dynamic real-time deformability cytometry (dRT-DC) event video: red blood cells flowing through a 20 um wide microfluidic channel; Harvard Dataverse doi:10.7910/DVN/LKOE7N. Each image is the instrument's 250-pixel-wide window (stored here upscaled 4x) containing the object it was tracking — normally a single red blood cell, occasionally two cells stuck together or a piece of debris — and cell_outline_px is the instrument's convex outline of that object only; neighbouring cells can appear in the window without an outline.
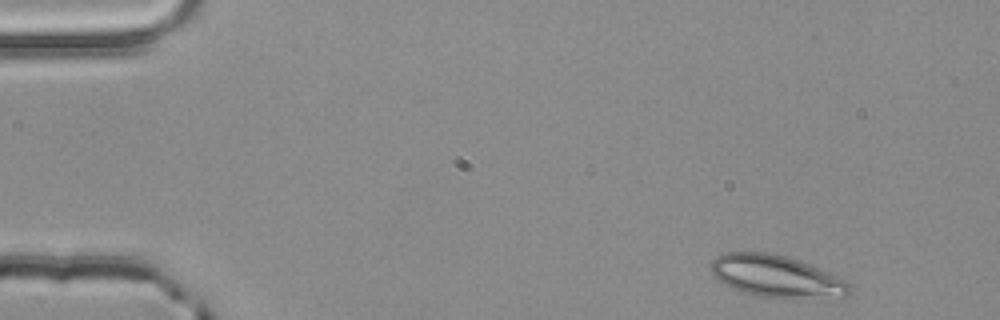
{"species": "common noctule bat (a hibernating species)", "species_latin": "Nyctalus noctula", "temperature_condition": "room temperature", "stored_images_in_passage": 2, "camera_frame_rate_fps": 3000, "um_per_image_px": 0.085, "animal": {"sex": "male", "body_mass_g": 20.4}, "frame": {"image": 1, "passage_image": 1, "time_ms": 0.0, "image_size_px": [1000, 320], "cell_outline_px": [[852, 292], [848, 296], [796, 300], [764, 296], [740, 292], [732, 288], [720, 280], [712, 272], [712, 260], [716, 256], [724, 252], [768, 252], [784, 256], [808, 264], [848, 280], [852, 284]], "centroid_in_image_um": [66.08, 23.51], "position_along_channel_um": 18.9, "area_um2": 34.22}}